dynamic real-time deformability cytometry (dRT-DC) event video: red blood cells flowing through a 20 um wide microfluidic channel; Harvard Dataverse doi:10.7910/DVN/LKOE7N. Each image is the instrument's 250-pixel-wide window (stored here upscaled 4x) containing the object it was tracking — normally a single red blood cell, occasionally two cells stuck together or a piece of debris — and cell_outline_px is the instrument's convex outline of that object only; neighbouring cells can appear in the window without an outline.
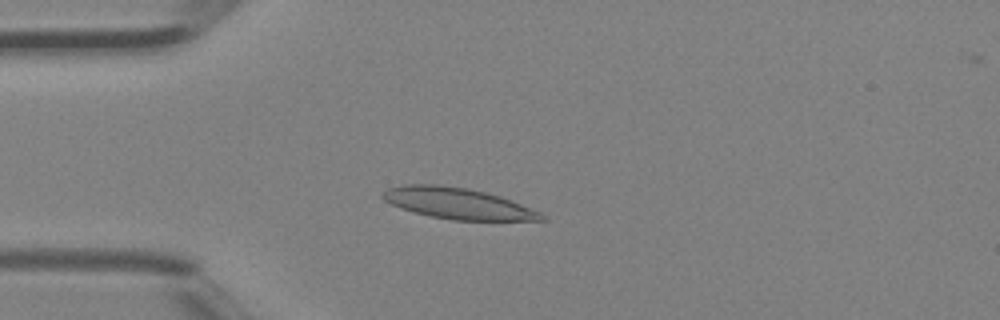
{"species": "Egyptian fruit bat (a non-hibernating species)", "species_latin": "Rousettus aegyptiacus", "temperature_condition": "room temperature", "stored_images_in_passage": 45, "camera_frame_rate_fps": 3000, "um_per_image_px": 0.085, "animal": {"sex": "female"}, "frame": {"image": 1, "passage_image": 12, "time_ms": 3.667, "image_size_px": [1000, 320], "cell_outline_px": [[548, 220], [452, 220], [432, 216], [400, 208], [384, 200], [380, 196], [380, 192], [388, 188], [404, 184], [436, 184], [468, 188], [488, 192], [500, 196], [540, 212]], "centroid_in_image_um": [38.87, 17.27], "position_along_channel_um": 46.1, "area_um2": 28.67}}
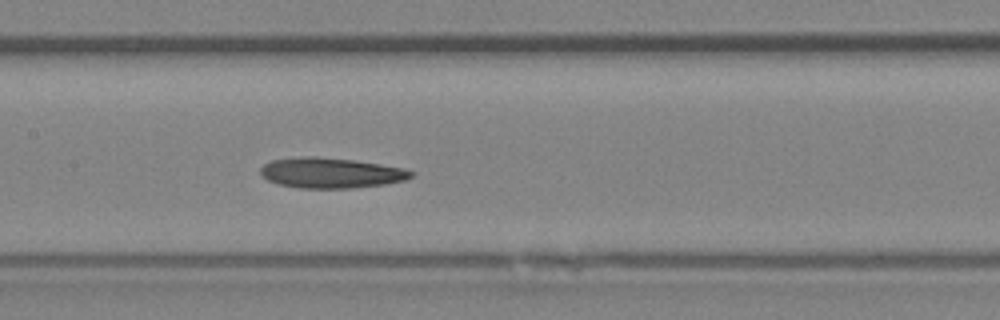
{"frame": {"image": 2, "passage_image": 22, "time_ms": 7.0, "image_size_px": [1000, 320], "cell_outline_px": [[416, 172], [412, 176], [404, 180], [384, 184], [352, 188], [300, 188], [280, 184], [268, 180], [260, 172], [260, 168], [264, 164], [272, 160], [304, 156], [316, 156], [356, 160], [404, 168]], "centroid_in_image_um": [28.14, 14.69], "position_along_channel_um": 179.3, "area_um2": 26.59}}
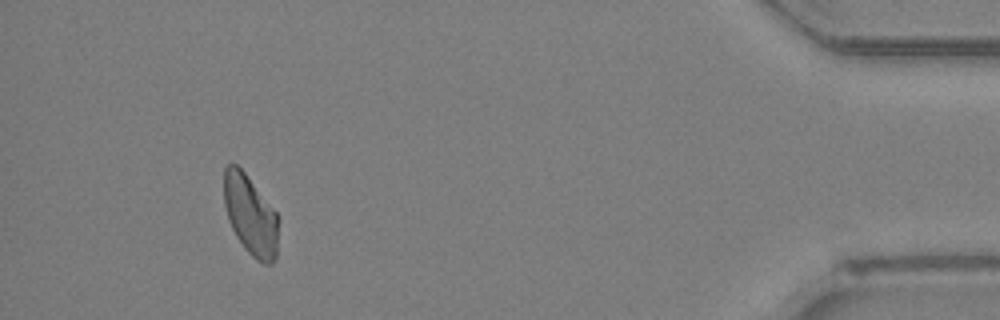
{"frame": {"image": 3, "passage_image": 42, "time_ms": 13.667, "image_size_px": [1000, 320], "cell_outline_px": [[280, 220], [276, 256], [272, 264], [264, 264], [256, 260], [244, 248], [236, 236], [228, 220], [224, 204], [224, 168], [228, 164], [236, 164], [244, 172], [276, 212]], "centroid_in_image_um": [21.3, 18.33], "position_along_channel_um": 413.9, "area_um2": 25.49}, "authors_computed_cell_mechanics": {"area_um2": 26.588, "velocity_mm_per_s": 4.5053, "shape_relaxation_time_tau1_ms": null, "shape_relaxation_time_tau2_ms": 9.34, "deformation_change_tau1": null, "deformation_change_tau2": 0.2112}}